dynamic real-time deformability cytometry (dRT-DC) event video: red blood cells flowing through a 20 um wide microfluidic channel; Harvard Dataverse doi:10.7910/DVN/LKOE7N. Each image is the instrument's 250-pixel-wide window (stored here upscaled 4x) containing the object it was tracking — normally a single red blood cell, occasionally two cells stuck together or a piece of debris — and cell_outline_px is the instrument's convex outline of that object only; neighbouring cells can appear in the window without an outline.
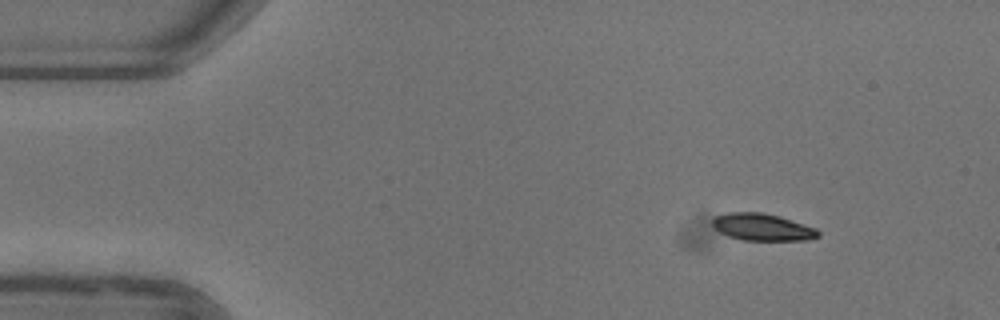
{"species": "common noctule bat (a hibernating species)", "species_latin": "Nyctalus noctula", "temperature_condition": "warm", "stored_images_in_passage": 47, "camera_frame_rate_fps": 3000, "um_per_image_px": 0.085, "animal": {"sex": "female"}, "frame": {"image": 1, "passage_image": 1, "time_ms": 0.0, "image_size_px": [1000, 320], "cell_outline_px": [[820, 236], [808, 240], [740, 240], [728, 236], [720, 232], [712, 224], [712, 220], [716, 216], [728, 212], [760, 212], [780, 216], [816, 228], [820, 232]], "centroid_in_image_um": [64.82, 19.3], "position_along_channel_um": 20.2, "area_um2": 16.7}}
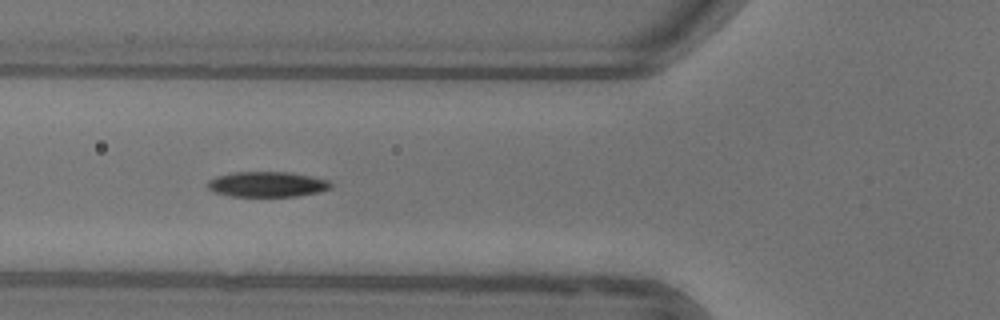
{"frame": {"image": 2, "passage_image": 14, "time_ms": 4.333, "image_size_px": [1000, 320], "cell_outline_px": [[332, 188], [320, 192], [296, 196], [232, 196], [212, 192], [208, 188], [208, 180], [216, 176], [232, 172], [292, 172], [328, 180], [332, 184]], "centroid_in_image_um": [22.71, 15.66], "position_along_channel_um": 103.1, "area_um2": 18.26}}
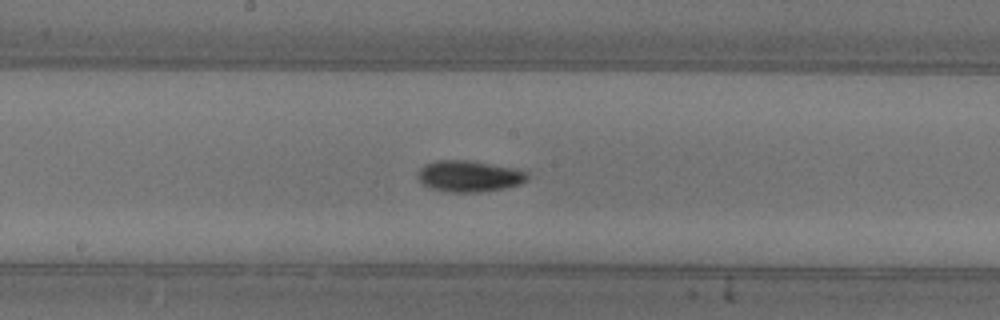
{"frame": {"image": 3, "passage_image": 22, "time_ms": 7.0, "image_size_px": [1000, 320], "cell_outline_px": [[528, 180], [520, 184], [504, 188], [480, 192], [448, 192], [428, 188], [420, 184], [416, 176], [416, 172], [424, 164], [436, 160], [468, 160], [512, 168], [528, 172]], "centroid_in_image_um": [39.8, 14.98], "position_along_channel_um": 208.4, "area_um2": 20.23}, "authors_computed_cell_mechanics": {"area_um2": 18.2648, "velocity_mm_per_s": 3.9345, "shape_relaxation_time_tau1_ms": 3.3592, "shape_relaxation_time_tau2_ms": null, "deformation_change_tau1": 0.1571, "deformation_change_tau2": null}}